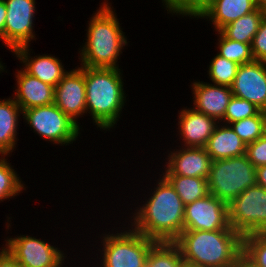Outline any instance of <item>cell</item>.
<instances>
[{
    "label": "cell",
    "mask_w": 266,
    "mask_h": 267,
    "mask_svg": "<svg viewBox=\"0 0 266 267\" xmlns=\"http://www.w3.org/2000/svg\"><path fill=\"white\" fill-rule=\"evenodd\" d=\"M131 229L103 236V267H145L148 253L156 242Z\"/></svg>",
    "instance_id": "8992f818"
},
{
    "label": "cell",
    "mask_w": 266,
    "mask_h": 267,
    "mask_svg": "<svg viewBox=\"0 0 266 267\" xmlns=\"http://www.w3.org/2000/svg\"><path fill=\"white\" fill-rule=\"evenodd\" d=\"M183 267H200V266H194V265H191V264L184 263Z\"/></svg>",
    "instance_id": "f35d334b"
},
{
    "label": "cell",
    "mask_w": 266,
    "mask_h": 267,
    "mask_svg": "<svg viewBox=\"0 0 266 267\" xmlns=\"http://www.w3.org/2000/svg\"><path fill=\"white\" fill-rule=\"evenodd\" d=\"M230 126L247 145L266 133V112L260 111L256 116L236 121Z\"/></svg>",
    "instance_id": "d4e9b609"
},
{
    "label": "cell",
    "mask_w": 266,
    "mask_h": 267,
    "mask_svg": "<svg viewBox=\"0 0 266 267\" xmlns=\"http://www.w3.org/2000/svg\"><path fill=\"white\" fill-rule=\"evenodd\" d=\"M178 125L185 147H205L219 122L193 108L179 113Z\"/></svg>",
    "instance_id": "e0dca14e"
},
{
    "label": "cell",
    "mask_w": 266,
    "mask_h": 267,
    "mask_svg": "<svg viewBox=\"0 0 266 267\" xmlns=\"http://www.w3.org/2000/svg\"><path fill=\"white\" fill-rule=\"evenodd\" d=\"M22 114L34 132L46 141L69 145L80 134L79 126L55 104L26 109Z\"/></svg>",
    "instance_id": "ba28073f"
},
{
    "label": "cell",
    "mask_w": 266,
    "mask_h": 267,
    "mask_svg": "<svg viewBox=\"0 0 266 267\" xmlns=\"http://www.w3.org/2000/svg\"><path fill=\"white\" fill-rule=\"evenodd\" d=\"M260 111L261 110L251 102L233 95L226 108L225 116L222 121L230 125L236 121L256 116Z\"/></svg>",
    "instance_id": "f546056e"
},
{
    "label": "cell",
    "mask_w": 266,
    "mask_h": 267,
    "mask_svg": "<svg viewBox=\"0 0 266 267\" xmlns=\"http://www.w3.org/2000/svg\"><path fill=\"white\" fill-rule=\"evenodd\" d=\"M191 89L194 94V110L214 118L217 122L224 119L226 108L233 96L231 87L195 81Z\"/></svg>",
    "instance_id": "9a60e30c"
},
{
    "label": "cell",
    "mask_w": 266,
    "mask_h": 267,
    "mask_svg": "<svg viewBox=\"0 0 266 267\" xmlns=\"http://www.w3.org/2000/svg\"><path fill=\"white\" fill-rule=\"evenodd\" d=\"M212 0H162L168 13L195 17Z\"/></svg>",
    "instance_id": "4dcf8cb0"
},
{
    "label": "cell",
    "mask_w": 266,
    "mask_h": 267,
    "mask_svg": "<svg viewBox=\"0 0 266 267\" xmlns=\"http://www.w3.org/2000/svg\"><path fill=\"white\" fill-rule=\"evenodd\" d=\"M251 52L254 61L266 62V15L260 22L258 31L253 38Z\"/></svg>",
    "instance_id": "d6a6232c"
},
{
    "label": "cell",
    "mask_w": 266,
    "mask_h": 267,
    "mask_svg": "<svg viewBox=\"0 0 266 267\" xmlns=\"http://www.w3.org/2000/svg\"><path fill=\"white\" fill-rule=\"evenodd\" d=\"M243 252L258 266L266 267V234L252 233L243 236Z\"/></svg>",
    "instance_id": "f1b7e54d"
},
{
    "label": "cell",
    "mask_w": 266,
    "mask_h": 267,
    "mask_svg": "<svg viewBox=\"0 0 266 267\" xmlns=\"http://www.w3.org/2000/svg\"><path fill=\"white\" fill-rule=\"evenodd\" d=\"M29 48V46H22L13 52L25 65L23 69L31 76L56 87L68 73L60 62L61 60L52 55H40L31 58Z\"/></svg>",
    "instance_id": "ac0fdd59"
},
{
    "label": "cell",
    "mask_w": 266,
    "mask_h": 267,
    "mask_svg": "<svg viewBox=\"0 0 266 267\" xmlns=\"http://www.w3.org/2000/svg\"><path fill=\"white\" fill-rule=\"evenodd\" d=\"M175 188L184 205L209 194L207 179L178 175H163Z\"/></svg>",
    "instance_id": "603a6c76"
},
{
    "label": "cell",
    "mask_w": 266,
    "mask_h": 267,
    "mask_svg": "<svg viewBox=\"0 0 266 267\" xmlns=\"http://www.w3.org/2000/svg\"><path fill=\"white\" fill-rule=\"evenodd\" d=\"M184 263L175 242H156L148 253L145 267H183Z\"/></svg>",
    "instance_id": "cb8c5ba5"
},
{
    "label": "cell",
    "mask_w": 266,
    "mask_h": 267,
    "mask_svg": "<svg viewBox=\"0 0 266 267\" xmlns=\"http://www.w3.org/2000/svg\"><path fill=\"white\" fill-rule=\"evenodd\" d=\"M231 92L266 112V62L253 61L240 65Z\"/></svg>",
    "instance_id": "7c38bea8"
},
{
    "label": "cell",
    "mask_w": 266,
    "mask_h": 267,
    "mask_svg": "<svg viewBox=\"0 0 266 267\" xmlns=\"http://www.w3.org/2000/svg\"><path fill=\"white\" fill-rule=\"evenodd\" d=\"M7 15L4 34L0 37L5 46L14 52L22 46H29L35 39L33 19L35 14V0H4Z\"/></svg>",
    "instance_id": "8fae6325"
},
{
    "label": "cell",
    "mask_w": 266,
    "mask_h": 267,
    "mask_svg": "<svg viewBox=\"0 0 266 267\" xmlns=\"http://www.w3.org/2000/svg\"><path fill=\"white\" fill-rule=\"evenodd\" d=\"M265 15L266 11L257 7L254 11L224 26L220 32L228 39L251 45Z\"/></svg>",
    "instance_id": "7402d4cb"
},
{
    "label": "cell",
    "mask_w": 266,
    "mask_h": 267,
    "mask_svg": "<svg viewBox=\"0 0 266 267\" xmlns=\"http://www.w3.org/2000/svg\"><path fill=\"white\" fill-rule=\"evenodd\" d=\"M256 8L255 0H212L195 18H209L218 32L227 24Z\"/></svg>",
    "instance_id": "d6986e66"
},
{
    "label": "cell",
    "mask_w": 266,
    "mask_h": 267,
    "mask_svg": "<svg viewBox=\"0 0 266 267\" xmlns=\"http://www.w3.org/2000/svg\"><path fill=\"white\" fill-rule=\"evenodd\" d=\"M256 182L257 185L266 189V165L256 168Z\"/></svg>",
    "instance_id": "d590c367"
},
{
    "label": "cell",
    "mask_w": 266,
    "mask_h": 267,
    "mask_svg": "<svg viewBox=\"0 0 266 267\" xmlns=\"http://www.w3.org/2000/svg\"><path fill=\"white\" fill-rule=\"evenodd\" d=\"M235 267H260L250 259L243 251L237 256Z\"/></svg>",
    "instance_id": "e575fe53"
},
{
    "label": "cell",
    "mask_w": 266,
    "mask_h": 267,
    "mask_svg": "<svg viewBox=\"0 0 266 267\" xmlns=\"http://www.w3.org/2000/svg\"><path fill=\"white\" fill-rule=\"evenodd\" d=\"M7 9L4 0H0V37L4 34Z\"/></svg>",
    "instance_id": "8d00e7d4"
},
{
    "label": "cell",
    "mask_w": 266,
    "mask_h": 267,
    "mask_svg": "<svg viewBox=\"0 0 266 267\" xmlns=\"http://www.w3.org/2000/svg\"><path fill=\"white\" fill-rule=\"evenodd\" d=\"M102 3L89 21L87 39L81 49V66L118 68L116 64L127 39L109 3Z\"/></svg>",
    "instance_id": "277c9868"
},
{
    "label": "cell",
    "mask_w": 266,
    "mask_h": 267,
    "mask_svg": "<svg viewBox=\"0 0 266 267\" xmlns=\"http://www.w3.org/2000/svg\"><path fill=\"white\" fill-rule=\"evenodd\" d=\"M0 157V201L19 195L25 187L14 171L10 163L4 158L7 154ZM20 179V180H19Z\"/></svg>",
    "instance_id": "83f0119b"
},
{
    "label": "cell",
    "mask_w": 266,
    "mask_h": 267,
    "mask_svg": "<svg viewBox=\"0 0 266 267\" xmlns=\"http://www.w3.org/2000/svg\"><path fill=\"white\" fill-rule=\"evenodd\" d=\"M209 193L229 204L248 187L257 184L256 167L246 155L214 160L207 179Z\"/></svg>",
    "instance_id": "5b68a950"
},
{
    "label": "cell",
    "mask_w": 266,
    "mask_h": 267,
    "mask_svg": "<svg viewBox=\"0 0 266 267\" xmlns=\"http://www.w3.org/2000/svg\"><path fill=\"white\" fill-rule=\"evenodd\" d=\"M157 183L145 205L134 213L131 226L155 242H175L183 232L185 205L164 176Z\"/></svg>",
    "instance_id": "6da1fadb"
},
{
    "label": "cell",
    "mask_w": 266,
    "mask_h": 267,
    "mask_svg": "<svg viewBox=\"0 0 266 267\" xmlns=\"http://www.w3.org/2000/svg\"><path fill=\"white\" fill-rule=\"evenodd\" d=\"M245 155L256 168L266 165V133L256 141L247 144Z\"/></svg>",
    "instance_id": "1f68e13d"
},
{
    "label": "cell",
    "mask_w": 266,
    "mask_h": 267,
    "mask_svg": "<svg viewBox=\"0 0 266 267\" xmlns=\"http://www.w3.org/2000/svg\"><path fill=\"white\" fill-rule=\"evenodd\" d=\"M19 113L22 110L14 99L0 100V154L8 155L15 148Z\"/></svg>",
    "instance_id": "44dd1931"
},
{
    "label": "cell",
    "mask_w": 266,
    "mask_h": 267,
    "mask_svg": "<svg viewBox=\"0 0 266 267\" xmlns=\"http://www.w3.org/2000/svg\"><path fill=\"white\" fill-rule=\"evenodd\" d=\"M246 146L230 125L220 127V124H217L204 148L214 161L242 156Z\"/></svg>",
    "instance_id": "ffe728a7"
},
{
    "label": "cell",
    "mask_w": 266,
    "mask_h": 267,
    "mask_svg": "<svg viewBox=\"0 0 266 267\" xmlns=\"http://www.w3.org/2000/svg\"><path fill=\"white\" fill-rule=\"evenodd\" d=\"M183 230H234L228 221V204L209 193L185 205Z\"/></svg>",
    "instance_id": "30bf717a"
},
{
    "label": "cell",
    "mask_w": 266,
    "mask_h": 267,
    "mask_svg": "<svg viewBox=\"0 0 266 267\" xmlns=\"http://www.w3.org/2000/svg\"><path fill=\"white\" fill-rule=\"evenodd\" d=\"M5 249L23 267H61L64 253L50 244L28 235L9 238Z\"/></svg>",
    "instance_id": "9c48e42d"
},
{
    "label": "cell",
    "mask_w": 266,
    "mask_h": 267,
    "mask_svg": "<svg viewBox=\"0 0 266 267\" xmlns=\"http://www.w3.org/2000/svg\"><path fill=\"white\" fill-rule=\"evenodd\" d=\"M255 3L259 9L266 11V0H255Z\"/></svg>",
    "instance_id": "74e56055"
},
{
    "label": "cell",
    "mask_w": 266,
    "mask_h": 267,
    "mask_svg": "<svg viewBox=\"0 0 266 267\" xmlns=\"http://www.w3.org/2000/svg\"><path fill=\"white\" fill-rule=\"evenodd\" d=\"M54 104L79 126L76 119L86 113L84 73L79 68L69 71L57 84Z\"/></svg>",
    "instance_id": "4fadbf2b"
},
{
    "label": "cell",
    "mask_w": 266,
    "mask_h": 267,
    "mask_svg": "<svg viewBox=\"0 0 266 267\" xmlns=\"http://www.w3.org/2000/svg\"><path fill=\"white\" fill-rule=\"evenodd\" d=\"M211 61L208 73L213 84L231 87L240 65L218 53Z\"/></svg>",
    "instance_id": "4316f807"
},
{
    "label": "cell",
    "mask_w": 266,
    "mask_h": 267,
    "mask_svg": "<svg viewBox=\"0 0 266 267\" xmlns=\"http://www.w3.org/2000/svg\"><path fill=\"white\" fill-rule=\"evenodd\" d=\"M0 267H23L4 247L0 251Z\"/></svg>",
    "instance_id": "836d02e7"
},
{
    "label": "cell",
    "mask_w": 266,
    "mask_h": 267,
    "mask_svg": "<svg viewBox=\"0 0 266 267\" xmlns=\"http://www.w3.org/2000/svg\"><path fill=\"white\" fill-rule=\"evenodd\" d=\"M218 34H220L218 39V48L220 50L218 54L220 56L239 65L254 61L250 44L228 39L220 31H218Z\"/></svg>",
    "instance_id": "484cf974"
},
{
    "label": "cell",
    "mask_w": 266,
    "mask_h": 267,
    "mask_svg": "<svg viewBox=\"0 0 266 267\" xmlns=\"http://www.w3.org/2000/svg\"><path fill=\"white\" fill-rule=\"evenodd\" d=\"M171 154V155H170ZM169 154L163 175L200 177L208 179L211 157L204 147H184ZM165 173V174H164Z\"/></svg>",
    "instance_id": "5bb4252c"
},
{
    "label": "cell",
    "mask_w": 266,
    "mask_h": 267,
    "mask_svg": "<svg viewBox=\"0 0 266 267\" xmlns=\"http://www.w3.org/2000/svg\"><path fill=\"white\" fill-rule=\"evenodd\" d=\"M84 73L86 113L100 129L114 127L124 107L125 92L119 68L78 67Z\"/></svg>",
    "instance_id": "3957f363"
},
{
    "label": "cell",
    "mask_w": 266,
    "mask_h": 267,
    "mask_svg": "<svg viewBox=\"0 0 266 267\" xmlns=\"http://www.w3.org/2000/svg\"><path fill=\"white\" fill-rule=\"evenodd\" d=\"M229 225L242 237L266 233V189L254 185L228 204Z\"/></svg>",
    "instance_id": "52a82bcc"
},
{
    "label": "cell",
    "mask_w": 266,
    "mask_h": 267,
    "mask_svg": "<svg viewBox=\"0 0 266 267\" xmlns=\"http://www.w3.org/2000/svg\"><path fill=\"white\" fill-rule=\"evenodd\" d=\"M175 243L185 263L200 267H231L243 251L235 230H183Z\"/></svg>",
    "instance_id": "7a4b0ae2"
},
{
    "label": "cell",
    "mask_w": 266,
    "mask_h": 267,
    "mask_svg": "<svg viewBox=\"0 0 266 267\" xmlns=\"http://www.w3.org/2000/svg\"><path fill=\"white\" fill-rule=\"evenodd\" d=\"M17 89L13 98L21 110L54 104L55 87L31 76L24 69L17 72Z\"/></svg>",
    "instance_id": "2e32d148"
}]
</instances>
